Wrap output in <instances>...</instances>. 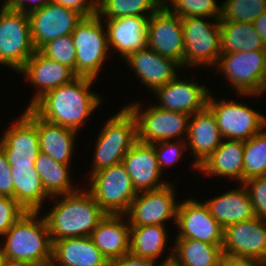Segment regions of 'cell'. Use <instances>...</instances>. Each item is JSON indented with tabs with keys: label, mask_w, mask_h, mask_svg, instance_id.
Segmentation results:
<instances>
[{
	"label": "cell",
	"mask_w": 266,
	"mask_h": 266,
	"mask_svg": "<svg viewBox=\"0 0 266 266\" xmlns=\"http://www.w3.org/2000/svg\"><path fill=\"white\" fill-rule=\"evenodd\" d=\"M176 238L199 240L214 245H223L224 228L212 217L208 206L199 200H184L179 203L176 223Z\"/></svg>",
	"instance_id": "obj_15"
},
{
	"label": "cell",
	"mask_w": 266,
	"mask_h": 266,
	"mask_svg": "<svg viewBox=\"0 0 266 266\" xmlns=\"http://www.w3.org/2000/svg\"><path fill=\"white\" fill-rule=\"evenodd\" d=\"M153 93L158 98V104H154L157 107L191 116L207 106L210 90L198 82L189 81L186 78L180 80L177 76L169 83L157 88Z\"/></svg>",
	"instance_id": "obj_18"
},
{
	"label": "cell",
	"mask_w": 266,
	"mask_h": 266,
	"mask_svg": "<svg viewBox=\"0 0 266 266\" xmlns=\"http://www.w3.org/2000/svg\"><path fill=\"white\" fill-rule=\"evenodd\" d=\"M223 245H214L199 240L176 238L173 258L181 266H221L224 258Z\"/></svg>",
	"instance_id": "obj_30"
},
{
	"label": "cell",
	"mask_w": 266,
	"mask_h": 266,
	"mask_svg": "<svg viewBox=\"0 0 266 266\" xmlns=\"http://www.w3.org/2000/svg\"><path fill=\"white\" fill-rule=\"evenodd\" d=\"M17 73L24 75L31 86L37 87L36 94L32 96L27 108L48 91L67 84L77 77L70 68L46 57L39 50L34 52Z\"/></svg>",
	"instance_id": "obj_20"
},
{
	"label": "cell",
	"mask_w": 266,
	"mask_h": 266,
	"mask_svg": "<svg viewBox=\"0 0 266 266\" xmlns=\"http://www.w3.org/2000/svg\"><path fill=\"white\" fill-rule=\"evenodd\" d=\"M52 259L57 266H111L90 236L54 241Z\"/></svg>",
	"instance_id": "obj_26"
},
{
	"label": "cell",
	"mask_w": 266,
	"mask_h": 266,
	"mask_svg": "<svg viewBox=\"0 0 266 266\" xmlns=\"http://www.w3.org/2000/svg\"><path fill=\"white\" fill-rule=\"evenodd\" d=\"M215 67L240 96H260L266 91V50L221 54Z\"/></svg>",
	"instance_id": "obj_5"
},
{
	"label": "cell",
	"mask_w": 266,
	"mask_h": 266,
	"mask_svg": "<svg viewBox=\"0 0 266 266\" xmlns=\"http://www.w3.org/2000/svg\"><path fill=\"white\" fill-rule=\"evenodd\" d=\"M39 214L26 212L3 235L2 259L35 264L52 258L53 243L48 225Z\"/></svg>",
	"instance_id": "obj_3"
},
{
	"label": "cell",
	"mask_w": 266,
	"mask_h": 266,
	"mask_svg": "<svg viewBox=\"0 0 266 266\" xmlns=\"http://www.w3.org/2000/svg\"><path fill=\"white\" fill-rule=\"evenodd\" d=\"M37 131L40 152L49 155L57 162L71 165L77 132L73 129L47 122L38 116Z\"/></svg>",
	"instance_id": "obj_29"
},
{
	"label": "cell",
	"mask_w": 266,
	"mask_h": 266,
	"mask_svg": "<svg viewBox=\"0 0 266 266\" xmlns=\"http://www.w3.org/2000/svg\"><path fill=\"white\" fill-rule=\"evenodd\" d=\"M34 165L50 197L72 193L79 189L71 180L70 171L72 170H69L71 165L57 162L42 152L38 153Z\"/></svg>",
	"instance_id": "obj_32"
},
{
	"label": "cell",
	"mask_w": 266,
	"mask_h": 266,
	"mask_svg": "<svg viewBox=\"0 0 266 266\" xmlns=\"http://www.w3.org/2000/svg\"><path fill=\"white\" fill-rule=\"evenodd\" d=\"M224 257L266 263V220L254 217L224 229Z\"/></svg>",
	"instance_id": "obj_14"
},
{
	"label": "cell",
	"mask_w": 266,
	"mask_h": 266,
	"mask_svg": "<svg viewBox=\"0 0 266 266\" xmlns=\"http://www.w3.org/2000/svg\"><path fill=\"white\" fill-rule=\"evenodd\" d=\"M27 15L36 50L55 38L72 34L83 19L77 11L51 2Z\"/></svg>",
	"instance_id": "obj_16"
},
{
	"label": "cell",
	"mask_w": 266,
	"mask_h": 266,
	"mask_svg": "<svg viewBox=\"0 0 266 266\" xmlns=\"http://www.w3.org/2000/svg\"><path fill=\"white\" fill-rule=\"evenodd\" d=\"M166 225L130 226V253L158 262L167 247Z\"/></svg>",
	"instance_id": "obj_33"
},
{
	"label": "cell",
	"mask_w": 266,
	"mask_h": 266,
	"mask_svg": "<svg viewBox=\"0 0 266 266\" xmlns=\"http://www.w3.org/2000/svg\"><path fill=\"white\" fill-rule=\"evenodd\" d=\"M147 47L172 58L183 67L184 40L181 18L162 5L149 17Z\"/></svg>",
	"instance_id": "obj_17"
},
{
	"label": "cell",
	"mask_w": 266,
	"mask_h": 266,
	"mask_svg": "<svg viewBox=\"0 0 266 266\" xmlns=\"http://www.w3.org/2000/svg\"><path fill=\"white\" fill-rule=\"evenodd\" d=\"M182 142V143H181ZM155 148L160 172L163 174L165 167H170L179 161L186 151V140L160 141L152 143Z\"/></svg>",
	"instance_id": "obj_39"
},
{
	"label": "cell",
	"mask_w": 266,
	"mask_h": 266,
	"mask_svg": "<svg viewBox=\"0 0 266 266\" xmlns=\"http://www.w3.org/2000/svg\"><path fill=\"white\" fill-rule=\"evenodd\" d=\"M0 148L10 166L35 164L40 145L37 115L30 108H26L21 117L6 128L0 138Z\"/></svg>",
	"instance_id": "obj_12"
},
{
	"label": "cell",
	"mask_w": 266,
	"mask_h": 266,
	"mask_svg": "<svg viewBox=\"0 0 266 266\" xmlns=\"http://www.w3.org/2000/svg\"><path fill=\"white\" fill-rule=\"evenodd\" d=\"M31 266H57L54 260L51 258L50 260L44 262H38L35 264H31Z\"/></svg>",
	"instance_id": "obj_50"
},
{
	"label": "cell",
	"mask_w": 266,
	"mask_h": 266,
	"mask_svg": "<svg viewBox=\"0 0 266 266\" xmlns=\"http://www.w3.org/2000/svg\"><path fill=\"white\" fill-rule=\"evenodd\" d=\"M209 93L207 107L214 114L223 139L247 141L266 128V117L237 100H215Z\"/></svg>",
	"instance_id": "obj_11"
},
{
	"label": "cell",
	"mask_w": 266,
	"mask_h": 266,
	"mask_svg": "<svg viewBox=\"0 0 266 266\" xmlns=\"http://www.w3.org/2000/svg\"><path fill=\"white\" fill-rule=\"evenodd\" d=\"M247 189L255 216L266 220V175L242 183Z\"/></svg>",
	"instance_id": "obj_40"
},
{
	"label": "cell",
	"mask_w": 266,
	"mask_h": 266,
	"mask_svg": "<svg viewBox=\"0 0 266 266\" xmlns=\"http://www.w3.org/2000/svg\"><path fill=\"white\" fill-rule=\"evenodd\" d=\"M50 2L75 10L83 17L97 14V0H50Z\"/></svg>",
	"instance_id": "obj_42"
},
{
	"label": "cell",
	"mask_w": 266,
	"mask_h": 266,
	"mask_svg": "<svg viewBox=\"0 0 266 266\" xmlns=\"http://www.w3.org/2000/svg\"><path fill=\"white\" fill-rule=\"evenodd\" d=\"M102 22L97 14L83 17L71 34L76 49V76L97 80L103 63L109 57L107 31Z\"/></svg>",
	"instance_id": "obj_6"
},
{
	"label": "cell",
	"mask_w": 266,
	"mask_h": 266,
	"mask_svg": "<svg viewBox=\"0 0 266 266\" xmlns=\"http://www.w3.org/2000/svg\"><path fill=\"white\" fill-rule=\"evenodd\" d=\"M172 185L168 183L160 189L137 193L125 213L129 225H166L172 218L175 224L179 202Z\"/></svg>",
	"instance_id": "obj_13"
},
{
	"label": "cell",
	"mask_w": 266,
	"mask_h": 266,
	"mask_svg": "<svg viewBox=\"0 0 266 266\" xmlns=\"http://www.w3.org/2000/svg\"><path fill=\"white\" fill-rule=\"evenodd\" d=\"M266 12V0H225L221 5L220 23H253Z\"/></svg>",
	"instance_id": "obj_36"
},
{
	"label": "cell",
	"mask_w": 266,
	"mask_h": 266,
	"mask_svg": "<svg viewBox=\"0 0 266 266\" xmlns=\"http://www.w3.org/2000/svg\"><path fill=\"white\" fill-rule=\"evenodd\" d=\"M26 213V210L13 198L0 197V236L12 227V225Z\"/></svg>",
	"instance_id": "obj_41"
},
{
	"label": "cell",
	"mask_w": 266,
	"mask_h": 266,
	"mask_svg": "<svg viewBox=\"0 0 266 266\" xmlns=\"http://www.w3.org/2000/svg\"><path fill=\"white\" fill-rule=\"evenodd\" d=\"M265 262L258 260L236 259L224 257L221 266H265Z\"/></svg>",
	"instance_id": "obj_46"
},
{
	"label": "cell",
	"mask_w": 266,
	"mask_h": 266,
	"mask_svg": "<svg viewBox=\"0 0 266 266\" xmlns=\"http://www.w3.org/2000/svg\"><path fill=\"white\" fill-rule=\"evenodd\" d=\"M204 202L212 217L224 229L231 224L256 217L249 193L242 183L236 189L214 196Z\"/></svg>",
	"instance_id": "obj_25"
},
{
	"label": "cell",
	"mask_w": 266,
	"mask_h": 266,
	"mask_svg": "<svg viewBox=\"0 0 266 266\" xmlns=\"http://www.w3.org/2000/svg\"><path fill=\"white\" fill-rule=\"evenodd\" d=\"M88 191L107 214H125L137 195L122 163L89 174Z\"/></svg>",
	"instance_id": "obj_9"
},
{
	"label": "cell",
	"mask_w": 266,
	"mask_h": 266,
	"mask_svg": "<svg viewBox=\"0 0 266 266\" xmlns=\"http://www.w3.org/2000/svg\"><path fill=\"white\" fill-rule=\"evenodd\" d=\"M169 256H166L165 259L158 262L156 266H181L174 258H173V249L170 250Z\"/></svg>",
	"instance_id": "obj_48"
},
{
	"label": "cell",
	"mask_w": 266,
	"mask_h": 266,
	"mask_svg": "<svg viewBox=\"0 0 266 266\" xmlns=\"http://www.w3.org/2000/svg\"><path fill=\"white\" fill-rule=\"evenodd\" d=\"M95 79L77 76L48 91L30 109L41 119L78 132L90 114L101 105V95L90 91Z\"/></svg>",
	"instance_id": "obj_1"
},
{
	"label": "cell",
	"mask_w": 266,
	"mask_h": 266,
	"mask_svg": "<svg viewBox=\"0 0 266 266\" xmlns=\"http://www.w3.org/2000/svg\"><path fill=\"white\" fill-rule=\"evenodd\" d=\"M104 19L107 20L104 24L109 50L114 48L122 59L147 47L149 17L123 16Z\"/></svg>",
	"instance_id": "obj_22"
},
{
	"label": "cell",
	"mask_w": 266,
	"mask_h": 266,
	"mask_svg": "<svg viewBox=\"0 0 266 266\" xmlns=\"http://www.w3.org/2000/svg\"><path fill=\"white\" fill-rule=\"evenodd\" d=\"M2 258H1V245H0V260H1Z\"/></svg>",
	"instance_id": "obj_51"
},
{
	"label": "cell",
	"mask_w": 266,
	"mask_h": 266,
	"mask_svg": "<svg viewBox=\"0 0 266 266\" xmlns=\"http://www.w3.org/2000/svg\"><path fill=\"white\" fill-rule=\"evenodd\" d=\"M52 199H55L54 207L43 215L52 243L64 238L91 236L107 214L87 188L79 187L77 191L51 197L50 201Z\"/></svg>",
	"instance_id": "obj_2"
},
{
	"label": "cell",
	"mask_w": 266,
	"mask_h": 266,
	"mask_svg": "<svg viewBox=\"0 0 266 266\" xmlns=\"http://www.w3.org/2000/svg\"><path fill=\"white\" fill-rule=\"evenodd\" d=\"M13 198L26 212H41L44 201L51 198L45 191L35 165L11 166Z\"/></svg>",
	"instance_id": "obj_28"
},
{
	"label": "cell",
	"mask_w": 266,
	"mask_h": 266,
	"mask_svg": "<svg viewBox=\"0 0 266 266\" xmlns=\"http://www.w3.org/2000/svg\"><path fill=\"white\" fill-rule=\"evenodd\" d=\"M137 193L160 189L168 180L162 181L154 145L137 140L122 159ZM161 179V180H160Z\"/></svg>",
	"instance_id": "obj_19"
},
{
	"label": "cell",
	"mask_w": 266,
	"mask_h": 266,
	"mask_svg": "<svg viewBox=\"0 0 266 266\" xmlns=\"http://www.w3.org/2000/svg\"><path fill=\"white\" fill-rule=\"evenodd\" d=\"M254 28L261 35L266 49V12L253 22Z\"/></svg>",
	"instance_id": "obj_47"
},
{
	"label": "cell",
	"mask_w": 266,
	"mask_h": 266,
	"mask_svg": "<svg viewBox=\"0 0 266 266\" xmlns=\"http://www.w3.org/2000/svg\"><path fill=\"white\" fill-rule=\"evenodd\" d=\"M156 265L157 263L155 261L135 256L130 252L111 263V266H156Z\"/></svg>",
	"instance_id": "obj_45"
},
{
	"label": "cell",
	"mask_w": 266,
	"mask_h": 266,
	"mask_svg": "<svg viewBox=\"0 0 266 266\" xmlns=\"http://www.w3.org/2000/svg\"><path fill=\"white\" fill-rule=\"evenodd\" d=\"M266 50L261 35L253 23H220V52L227 54L240 51Z\"/></svg>",
	"instance_id": "obj_31"
},
{
	"label": "cell",
	"mask_w": 266,
	"mask_h": 266,
	"mask_svg": "<svg viewBox=\"0 0 266 266\" xmlns=\"http://www.w3.org/2000/svg\"><path fill=\"white\" fill-rule=\"evenodd\" d=\"M0 266H31V264L27 262L9 261L6 259H1Z\"/></svg>",
	"instance_id": "obj_49"
},
{
	"label": "cell",
	"mask_w": 266,
	"mask_h": 266,
	"mask_svg": "<svg viewBox=\"0 0 266 266\" xmlns=\"http://www.w3.org/2000/svg\"><path fill=\"white\" fill-rule=\"evenodd\" d=\"M244 141L222 140L220 146L198 167L200 174L244 182ZM202 172V173H201Z\"/></svg>",
	"instance_id": "obj_27"
},
{
	"label": "cell",
	"mask_w": 266,
	"mask_h": 266,
	"mask_svg": "<svg viewBox=\"0 0 266 266\" xmlns=\"http://www.w3.org/2000/svg\"><path fill=\"white\" fill-rule=\"evenodd\" d=\"M206 17L181 18L184 57L183 67L195 66L215 67L220 52V18L213 21L205 20ZM187 66V67H186Z\"/></svg>",
	"instance_id": "obj_8"
},
{
	"label": "cell",
	"mask_w": 266,
	"mask_h": 266,
	"mask_svg": "<svg viewBox=\"0 0 266 266\" xmlns=\"http://www.w3.org/2000/svg\"><path fill=\"white\" fill-rule=\"evenodd\" d=\"M91 172L122 163V159L137 141V122L131 110L124 105L110 117L96 138Z\"/></svg>",
	"instance_id": "obj_4"
},
{
	"label": "cell",
	"mask_w": 266,
	"mask_h": 266,
	"mask_svg": "<svg viewBox=\"0 0 266 266\" xmlns=\"http://www.w3.org/2000/svg\"><path fill=\"white\" fill-rule=\"evenodd\" d=\"M162 5L163 0H97V15L101 18L150 17Z\"/></svg>",
	"instance_id": "obj_34"
},
{
	"label": "cell",
	"mask_w": 266,
	"mask_h": 266,
	"mask_svg": "<svg viewBox=\"0 0 266 266\" xmlns=\"http://www.w3.org/2000/svg\"><path fill=\"white\" fill-rule=\"evenodd\" d=\"M36 51L28 15L0 8V64L18 72Z\"/></svg>",
	"instance_id": "obj_7"
},
{
	"label": "cell",
	"mask_w": 266,
	"mask_h": 266,
	"mask_svg": "<svg viewBox=\"0 0 266 266\" xmlns=\"http://www.w3.org/2000/svg\"><path fill=\"white\" fill-rule=\"evenodd\" d=\"M125 60L141 83L152 91L175 79L179 75L177 69H183L176 60L162 56L149 47L133 52Z\"/></svg>",
	"instance_id": "obj_21"
},
{
	"label": "cell",
	"mask_w": 266,
	"mask_h": 266,
	"mask_svg": "<svg viewBox=\"0 0 266 266\" xmlns=\"http://www.w3.org/2000/svg\"><path fill=\"white\" fill-rule=\"evenodd\" d=\"M244 182L266 175V130L244 141Z\"/></svg>",
	"instance_id": "obj_35"
},
{
	"label": "cell",
	"mask_w": 266,
	"mask_h": 266,
	"mask_svg": "<svg viewBox=\"0 0 266 266\" xmlns=\"http://www.w3.org/2000/svg\"><path fill=\"white\" fill-rule=\"evenodd\" d=\"M126 219L125 214H106L90 236L110 264L130 252V225Z\"/></svg>",
	"instance_id": "obj_24"
},
{
	"label": "cell",
	"mask_w": 266,
	"mask_h": 266,
	"mask_svg": "<svg viewBox=\"0 0 266 266\" xmlns=\"http://www.w3.org/2000/svg\"><path fill=\"white\" fill-rule=\"evenodd\" d=\"M223 137L220 134L216 118L206 106L203 110L191 115L186 137L187 148L196 158L192 170L198 167L220 146ZM189 145V147H188Z\"/></svg>",
	"instance_id": "obj_23"
},
{
	"label": "cell",
	"mask_w": 266,
	"mask_h": 266,
	"mask_svg": "<svg viewBox=\"0 0 266 266\" xmlns=\"http://www.w3.org/2000/svg\"><path fill=\"white\" fill-rule=\"evenodd\" d=\"M0 194L13 197V177L11 166L7 162L4 151L0 148Z\"/></svg>",
	"instance_id": "obj_43"
},
{
	"label": "cell",
	"mask_w": 266,
	"mask_h": 266,
	"mask_svg": "<svg viewBox=\"0 0 266 266\" xmlns=\"http://www.w3.org/2000/svg\"><path fill=\"white\" fill-rule=\"evenodd\" d=\"M39 51L46 57L67 66L75 74L76 49L71 34L47 42Z\"/></svg>",
	"instance_id": "obj_38"
},
{
	"label": "cell",
	"mask_w": 266,
	"mask_h": 266,
	"mask_svg": "<svg viewBox=\"0 0 266 266\" xmlns=\"http://www.w3.org/2000/svg\"><path fill=\"white\" fill-rule=\"evenodd\" d=\"M163 5L180 18L206 17L212 20L221 17V4L218 5L216 0H163Z\"/></svg>",
	"instance_id": "obj_37"
},
{
	"label": "cell",
	"mask_w": 266,
	"mask_h": 266,
	"mask_svg": "<svg viewBox=\"0 0 266 266\" xmlns=\"http://www.w3.org/2000/svg\"><path fill=\"white\" fill-rule=\"evenodd\" d=\"M129 104L126 106L136 118L137 140L140 142L152 144L174 139L186 140L190 115L164 110L156 105L144 110L139 102Z\"/></svg>",
	"instance_id": "obj_10"
},
{
	"label": "cell",
	"mask_w": 266,
	"mask_h": 266,
	"mask_svg": "<svg viewBox=\"0 0 266 266\" xmlns=\"http://www.w3.org/2000/svg\"><path fill=\"white\" fill-rule=\"evenodd\" d=\"M49 2L50 0H3L4 5L9 10L21 11L26 14L42 8Z\"/></svg>",
	"instance_id": "obj_44"
}]
</instances>
